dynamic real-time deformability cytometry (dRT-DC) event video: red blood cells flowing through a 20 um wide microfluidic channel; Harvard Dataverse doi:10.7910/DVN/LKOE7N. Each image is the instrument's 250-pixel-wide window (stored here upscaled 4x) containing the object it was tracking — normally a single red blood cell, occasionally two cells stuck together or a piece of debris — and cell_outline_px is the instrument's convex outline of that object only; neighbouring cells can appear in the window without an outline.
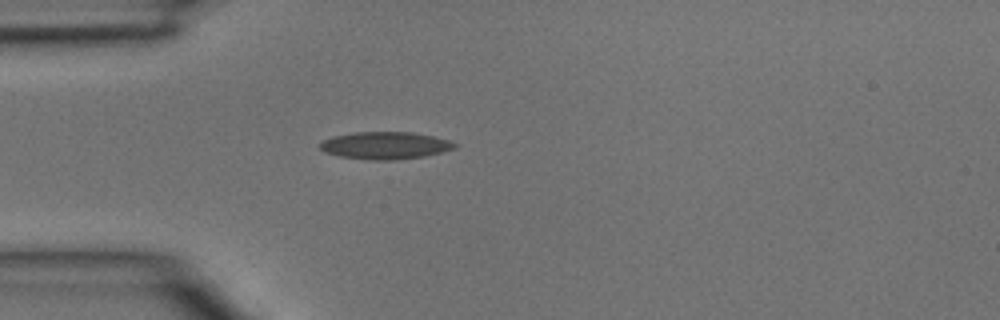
{"species": "common noctule bat (a hibernating species)", "species_latin": "Nyctalus noctula", "temperature_condition": "room temperature", "stored_images_in_passage": 1, "camera_frame_rate_fps": 3000, "um_per_image_px": 0.085, "animal": {"sex": "male", "body_mass_g": 15.6}, "frame": {"image": 1, "passage_image": 1, "time_ms": 0.0, "image_size_px": [1000, 320], "cell_outline_px": [[456, 148], [424, 156], [392, 160], [372, 160], [340, 156], [324, 152], [320, 148], [320, 144], [324, 140], [332, 136], [356, 132], [412, 132], [432, 136], [448, 140], [456, 144]], "centroid_in_image_um": [32.72, 12.36], "position_along_channel_um": 52.3, "area_um2": 21.21}}